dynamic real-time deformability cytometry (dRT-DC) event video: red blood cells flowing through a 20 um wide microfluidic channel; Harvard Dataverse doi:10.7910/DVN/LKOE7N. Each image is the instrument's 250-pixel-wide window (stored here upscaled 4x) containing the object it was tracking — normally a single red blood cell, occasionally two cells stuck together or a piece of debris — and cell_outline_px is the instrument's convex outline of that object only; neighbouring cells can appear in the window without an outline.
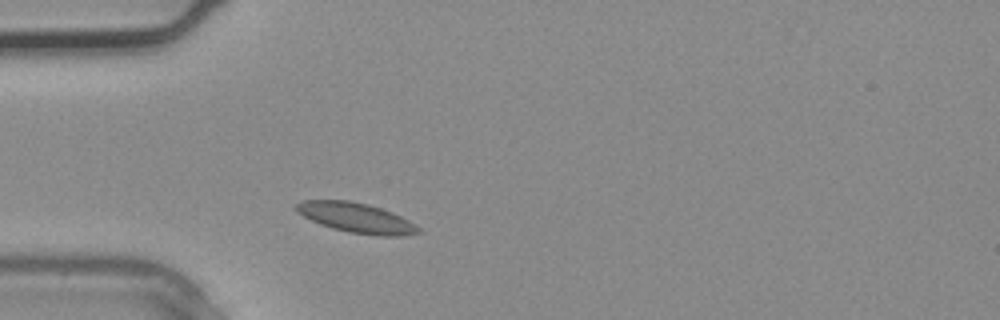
{"species": "common noctule bat (a hibernating species)", "species_latin": "Nyctalus noctula", "temperature_condition": "warm", "stored_images_in_passage": 1, "camera_frame_rate_fps": 3000, "um_per_image_px": 0.085, "animal": {"sex": "male", "body_mass_g": 20.4}, "frame": {"image": 1, "passage_image": 1, "time_ms": 0.0, "image_size_px": [1000, 320], "cell_outline_px": [[420, 232], [404, 236], [376, 236], [348, 232], [332, 228], [320, 224], [296, 212], [292, 204], [304, 200], [348, 200], [368, 204], [392, 212], [408, 220], [420, 228]], "centroid_in_image_um": [30.25, 18.51], "position_along_channel_um": 54.8, "area_um2": 21.39}}